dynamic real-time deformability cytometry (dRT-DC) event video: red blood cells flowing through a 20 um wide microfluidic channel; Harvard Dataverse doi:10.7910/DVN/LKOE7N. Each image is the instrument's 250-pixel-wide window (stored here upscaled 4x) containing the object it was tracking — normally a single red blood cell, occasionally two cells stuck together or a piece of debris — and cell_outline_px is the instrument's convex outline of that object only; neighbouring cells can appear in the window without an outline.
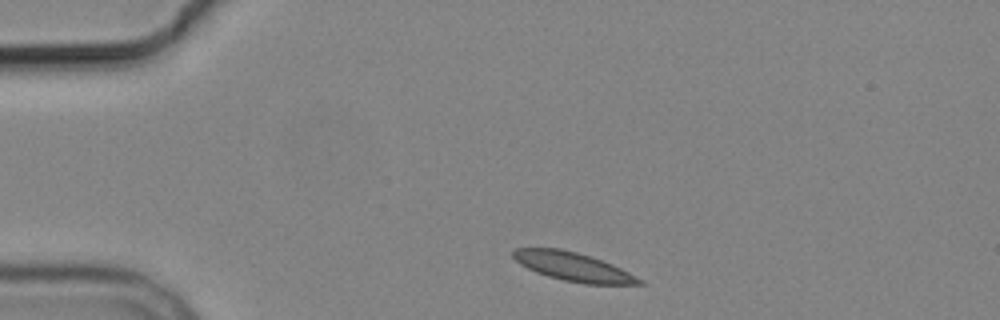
{"species": "common noctule bat (a hibernating species)", "species_latin": "Nyctalus noctula", "temperature_condition": "cold", "stored_images_in_passage": 6, "camera_frame_rate_fps": 3000, "um_per_image_px": 0.085, "animal": {"sex": "male", "body_mass_g": 19.2, "forearm_length_mm": 51.8}, "frame": {"image": 1, "passage_image": 1, "time_ms": 0.0, "image_size_px": [1000, 320], "cell_outline_px": [[644, 284], [584, 284], [564, 280], [548, 276], [536, 272], [520, 264], [512, 256], [512, 252], [516, 248], [560, 248], [576, 252], [612, 264], [644, 280]], "centroid_in_image_um": [48.71, 22.67], "position_along_channel_um": 36.3, "area_um2": 20.81}}
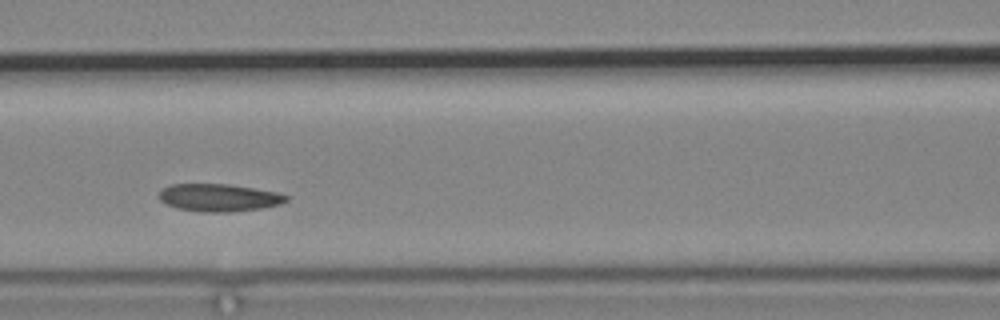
{"frame": {"image": 2, "passage_image": 4, "time_ms": 4.333, "image_size_px": [1000, 320], "cell_outline_px": [[288, 200], [280, 204], [260, 208], [232, 212], [204, 212], [176, 208], [160, 200], [160, 188], [168, 184], [228, 184], [280, 192], [288, 196]], "centroid_in_image_um": [18.61, 16.79], "position_along_channel_um": 148.0, "area_um2": 20.52}}
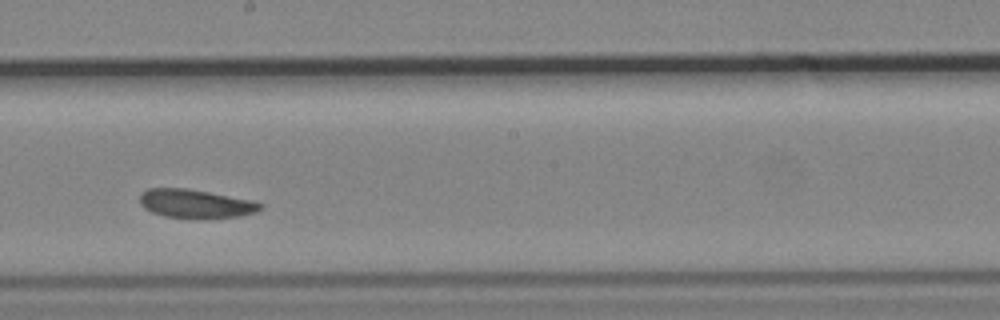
{"frame": {"image": 3, "passage_image": 6, "time_ms": 6.667, "image_size_px": [1000, 320], "cell_outline_px": [[264, 208], [256, 212], [240, 216], [204, 220], [164, 216], [152, 212], [144, 208], [140, 204], [140, 192], [148, 188], [184, 188], [256, 200], [264, 204]], "centroid_in_image_um": [16.68, 17.33], "position_along_channel_um": 231.5, "area_um2": 20.75}}